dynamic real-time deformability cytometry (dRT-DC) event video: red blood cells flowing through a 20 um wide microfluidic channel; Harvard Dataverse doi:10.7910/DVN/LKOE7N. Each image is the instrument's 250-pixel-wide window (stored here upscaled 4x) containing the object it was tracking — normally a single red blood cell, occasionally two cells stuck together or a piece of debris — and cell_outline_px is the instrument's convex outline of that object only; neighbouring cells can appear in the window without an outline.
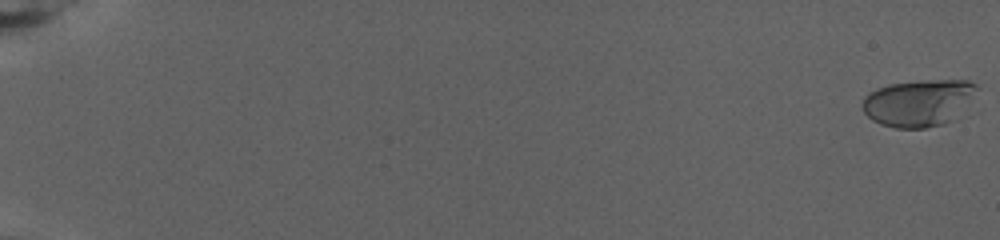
{"species": "human", "species_latin": "Homo sapiens", "temperature_condition": "warm", "stored_images_in_passage": 83, "camera_frame_rate_fps": 3000, "um_per_image_px": 0.085, "donor": {"sex": "female"}, "frame": {"image": 1, "passage_image": 1, "time_ms": 0.0, "image_size_px": [1000, 240], "cell_outline_px": [[980, 88], [944, 124], [924, 128], [896, 128], [880, 124], [872, 120], [864, 112], [864, 96], [868, 92], [876, 88], [888, 84], [928, 80], [968, 80], [976, 84]], "centroid_in_image_um": [78.01, 8.72], "position_along_channel_um": 7.0, "area_um2": 30.58}}
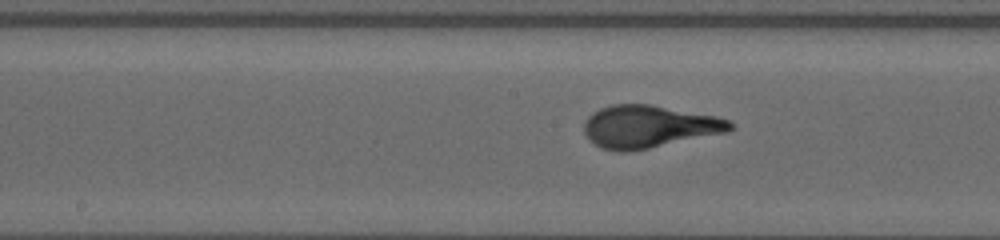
{"frame": {"image": 2, "passage_image": 47, "time_ms": 15.333, "image_size_px": [1000, 240], "cell_outline_px": [[732, 128], [728, 132], [628, 152], [624, 152], [604, 148], [596, 144], [584, 132], [584, 120], [592, 112], [600, 108], [612, 104], [648, 104], [716, 116], [728, 120], [732, 124]], "centroid_in_image_um": [55.14, 10.75], "position_along_channel_um": 193.1, "area_um2": 35.72}}
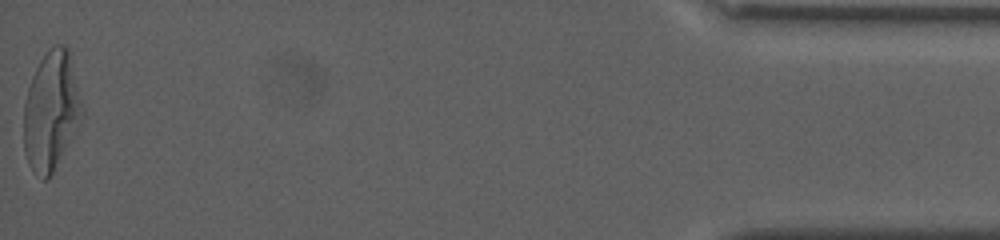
{"frame": {"image": 3, "passage_image": 83, "time_ms": 27.333, "image_size_px": [1000, 240], "cell_outline_px": [[84, 116], [48, 180], [44, 180], [28, 164], [24, 152], [24, 104], [28, 88], [32, 76], [40, 60], [48, 48], [56, 44], [64, 44], [68, 48], [84, 112]], "centroid_in_image_um": [4.35, 9.41], "position_along_channel_um": 430.9, "area_um2": 40.17}}